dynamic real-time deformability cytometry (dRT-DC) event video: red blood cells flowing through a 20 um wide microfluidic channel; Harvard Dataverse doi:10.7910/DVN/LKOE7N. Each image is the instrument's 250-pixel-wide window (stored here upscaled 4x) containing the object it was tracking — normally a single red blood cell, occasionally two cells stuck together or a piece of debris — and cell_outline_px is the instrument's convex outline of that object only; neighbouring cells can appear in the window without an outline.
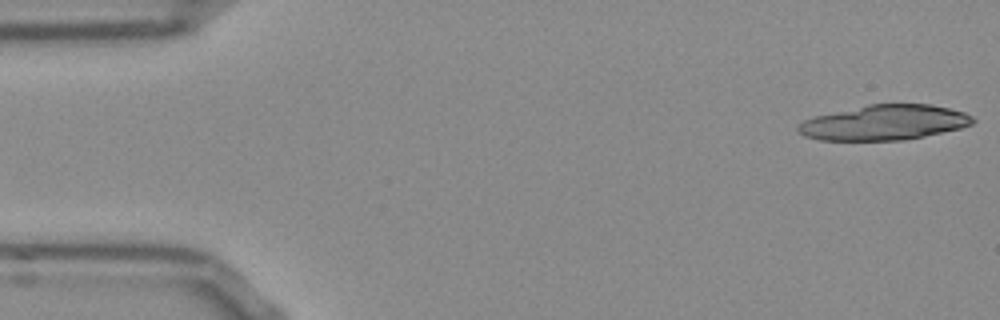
{"species": "Egyptian fruit bat (a non-hibernating species)", "species_latin": "Rousettus aegyptiacus", "temperature_condition": "room temperature", "stored_images_in_passage": 33, "camera_frame_rate_fps": 3000, "um_per_image_px": 0.085, "frame": {"image": 1, "passage_image": 1, "time_ms": 0.0, "image_size_px": [1000, 320], "cell_outline_px": [[976, 120], [972, 124], [960, 128], [924, 136], [904, 140], [820, 140], [804, 136], [796, 128], [796, 124], [804, 120], [816, 116], [868, 104], [932, 104], [964, 112], [972, 116]], "centroid_in_image_um": [75.16, 10.42], "position_along_channel_um": 9.8, "area_um2": 35.6}}